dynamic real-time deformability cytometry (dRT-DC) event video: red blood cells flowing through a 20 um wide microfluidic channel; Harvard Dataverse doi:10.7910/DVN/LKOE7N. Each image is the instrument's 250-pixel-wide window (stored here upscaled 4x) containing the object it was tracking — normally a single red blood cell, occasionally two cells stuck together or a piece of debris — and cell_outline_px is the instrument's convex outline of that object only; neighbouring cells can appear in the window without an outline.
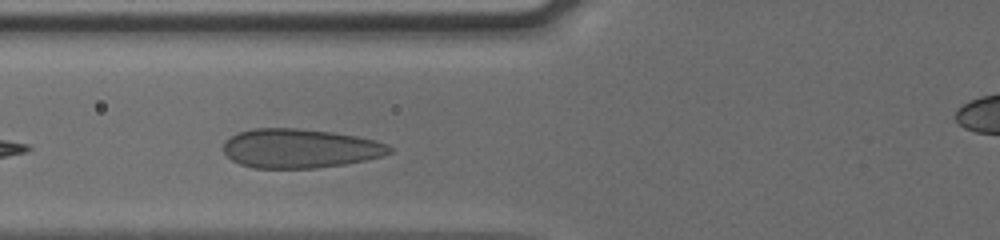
{"species": "human", "species_latin": "Homo sapiens", "temperature_condition": "cold", "stored_images_in_passage": 10, "camera_frame_rate_fps": 3000, "um_per_image_px": 0.085, "donor": {"sex": "male"}, "frame": {"image": 1, "passage_image": 4, "time_ms": 1.0, "image_size_px": [1000, 240], "cell_outline_px": [[392, 152], [380, 156], [364, 160], [344, 164], [316, 168], [252, 168], [240, 164], [232, 160], [224, 152], [224, 140], [236, 132], [252, 128], [296, 128], [332, 132], [356, 136], [376, 140], [388, 144], [392, 148]], "centroid_in_image_um": [25.46, 12.61], "position_along_channel_um": 100.3, "area_um2": 38.03}}
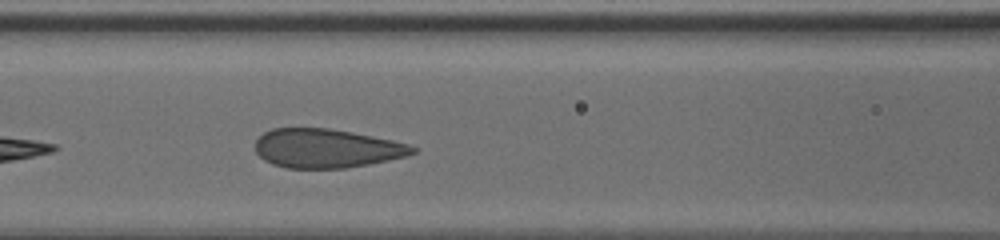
{"frame": {"image": 2, "passage_image": 7, "time_ms": 2.0, "image_size_px": [1000, 240], "cell_outline_px": [[420, 148], [416, 152], [408, 156], [368, 164], [344, 168], [288, 168], [272, 164], [264, 160], [256, 152], [256, 140], [264, 132], [272, 128], [328, 128], [352, 132], [392, 140], [408, 144]], "centroid_in_image_um": [27.77, 12.61], "position_along_channel_um": 138.8, "area_um2": 35.72}}